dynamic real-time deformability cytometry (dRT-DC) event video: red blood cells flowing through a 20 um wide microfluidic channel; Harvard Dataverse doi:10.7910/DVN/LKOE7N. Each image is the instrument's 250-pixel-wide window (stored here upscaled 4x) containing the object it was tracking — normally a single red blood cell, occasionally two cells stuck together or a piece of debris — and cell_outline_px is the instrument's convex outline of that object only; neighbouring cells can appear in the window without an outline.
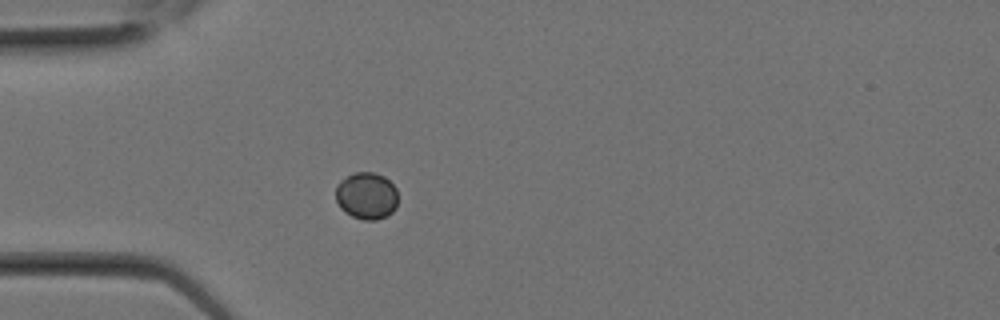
{"species": "Egyptian fruit bat (a non-hibernating species)", "species_latin": "Rousettus aegyptiacus", "temperature_condition": "room temperature", "stored_images_in_passage": 1, "camera_frame_rate_fps": 3000, "um_per_image_px": 0.085, "animal": {"sex": "female"}, "frame": {"image": 1, "passage_image": 1, "time_ms": 0.0, "image_size_px": [1000, 320], "cell_outline_px": [[396, 208], [388, 216], [376, 220], [364, 220], [352, 216], [344, 212], [340, 208], [336, 200], [336, 184], [340, 180], [356, 172], [372, 172], [384, 176], [396, 188]], "centroid_in_image_um": [31.14, 16.65], "position_along_channel_um": 53.9, "area_um2": 17.11}}